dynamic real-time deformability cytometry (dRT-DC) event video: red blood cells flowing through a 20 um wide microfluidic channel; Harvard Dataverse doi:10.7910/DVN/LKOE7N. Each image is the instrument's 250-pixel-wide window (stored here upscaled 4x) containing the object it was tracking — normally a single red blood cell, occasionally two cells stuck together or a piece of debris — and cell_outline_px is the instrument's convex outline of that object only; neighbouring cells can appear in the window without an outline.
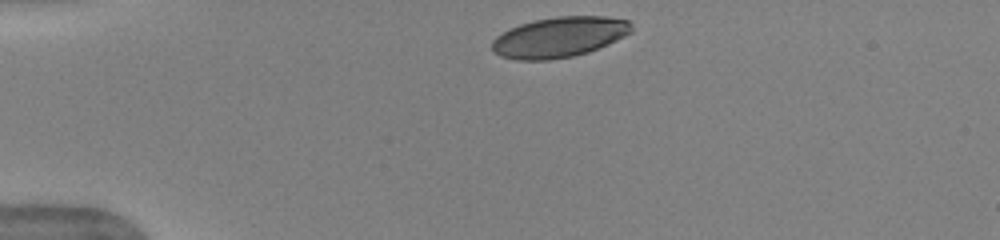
{"species": "human", "species_latin": "Homo sapiens", "temperature_condition": "warm", "stored_images_in_passage": 17, "camera_frame_rate_fps": 3000, "um_per_image_px": 0.085, "donor": {"sex": "female"}, "frame": {"image": 1, "passage_image": 1, "time_ms": 0.0, "image_size_px": [1000, 240], "cell_outline_px": [[632, 32], [608, 44], [588, 52], [572, 56], [548, 60], [516, 60], [500, 56], [492, 48], [492, 40], [496, 36], [520, 24], [532, 20], [556, 16], [604, 16], [628, 20], [632, 24]], "centroid_in_image_um": [47.55, 3.15], "position_along_channel_um": 37.5, "area_um2": 32.77}}
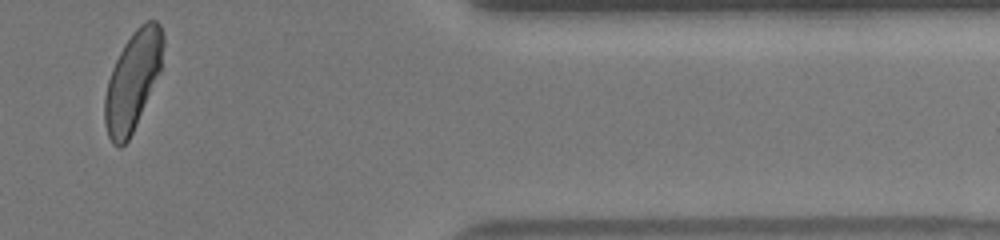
{"frame": {"image": 2, "passage_image": 15, "time_ms": 4.667, "image_size_px": [1000, 240], "cell_outline_px": [[164, 44], [160, 72], [136, 124], [128, 140], [120, 148], [108, 136], [104, 124], [104, 96], [108, 80], [112, 68], [124, 44], [132, 32], [144, 20], [156, 20], [160, 24], [164, 32]], "centroid_in_image_um": [11.29, 6.81], "position_along_channel_um": 400.1, "area_um2": 33.52}}